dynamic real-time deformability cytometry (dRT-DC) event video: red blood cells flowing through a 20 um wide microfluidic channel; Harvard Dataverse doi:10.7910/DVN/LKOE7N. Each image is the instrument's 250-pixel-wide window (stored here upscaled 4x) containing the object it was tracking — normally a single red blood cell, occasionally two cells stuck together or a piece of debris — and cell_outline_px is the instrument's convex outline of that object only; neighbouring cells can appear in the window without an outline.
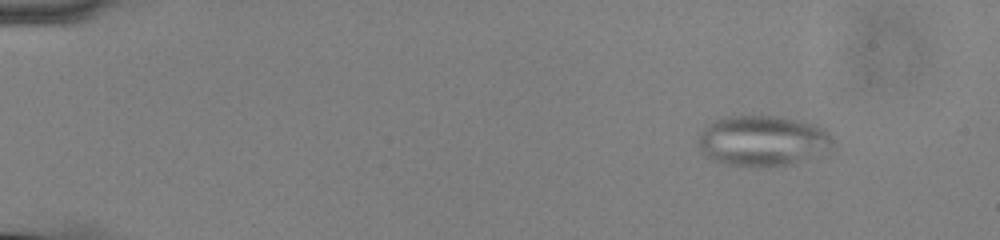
{"species": "common noctule bat (a hibernating species)", "species_latin": "Nyctalus noctula", "temperature_condition": "cold", "stored_images_in_passage": 51, "camera_frame_rate_fps": 3000, "um_per_image_px": 0.085, "animal": {"sex": "male", "body_mass_g": 13.0, "forearm_length_mm": 53.1}, "frame": {"image": 1, "passage_image": 2, "time_ms": 0.333, "image_size_px": [1000, 240], "cell_outline_px": [[836, 144], [828, 156], [792, 164], [756, 168], [724, 164], [712, 160], [696, 144], [696, 136], [712, 120], [728, 116], [780, 116], [796, 120], [824, 128], [832, 136]], "centroid_in_image_um": [64.9, 12.0], "position_along_channel_um": 20.1, "area_um2": 41.04}}
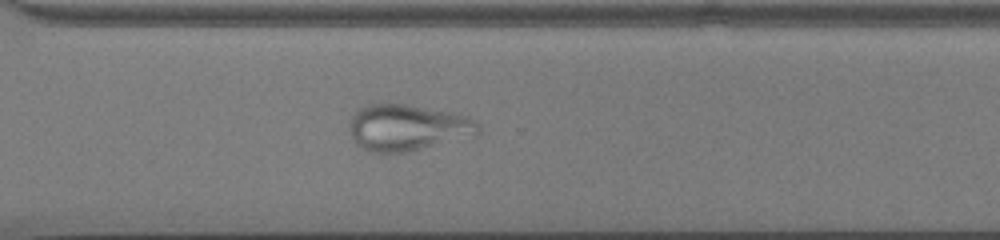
{"frame": {"image": 2, "passage_image": 37, "time_ms": 12.0, "image_size_px": [1000, 240], "cell_outline_px": [[480, 132], [404, 152], [368, 152], [356, 144], [348, 128], [352, 116], [360, 108], [368, 104], [408, 104], [452, 112], [468, 116], [476, 120], [480, 124]], "centroid_in_image_um": [34.58, 10.81], "position_along_channel_um": 336.0, "area_um2": 34.16}}
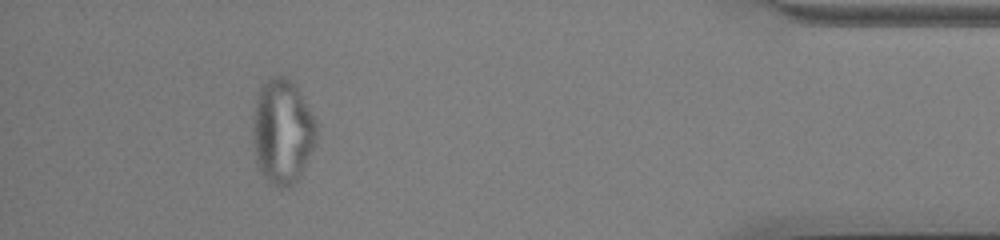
{"frame": {"image": 3, "passage_image": 47, "time_ms": 15.333, "image_size_px": [1000, 240], "cell_outline_px": [[316, 144], [300, 176], [288, 188], [276, 188], [260, 172], [256, 164], [252, 144], [252, 116], [256, 92], [260, 84], [272, 76], [284, 76], [296, 84], [316, 120]], "centroid_in_image_um": [23.97, 11.16], "position_along_channel_um": 411.2, "area_um2": 39.94}}